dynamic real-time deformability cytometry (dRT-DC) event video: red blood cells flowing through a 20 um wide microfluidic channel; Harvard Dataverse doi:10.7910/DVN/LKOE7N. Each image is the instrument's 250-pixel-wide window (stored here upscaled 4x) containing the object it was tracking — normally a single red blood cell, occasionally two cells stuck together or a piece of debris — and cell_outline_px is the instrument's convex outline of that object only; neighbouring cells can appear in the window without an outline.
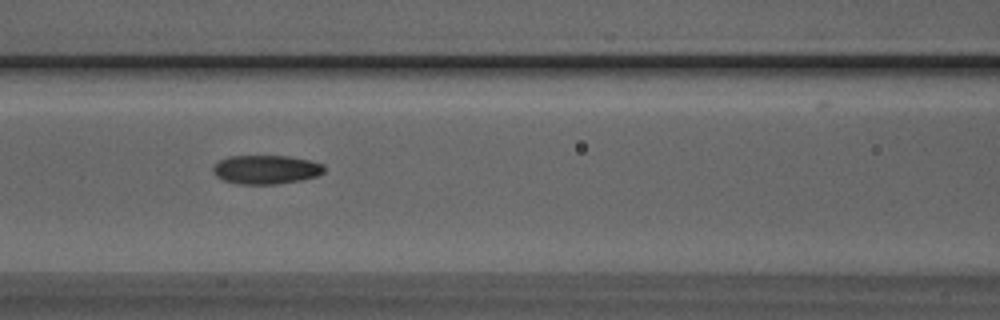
{"species": "Egyptian fruit bat (a non-hibernating species)", "species_latin": "Rousettus aegyptiacus", "temperature_condition": "room temperature", "stored_images_in_passage": 32, "camera_frame_rate_fps": 3000, "um_per_image_px": 0.085, "animal": {"sex": "male"}, "frame": {"image": 1, "passage_image": 7, "time_ms": 2.0, "image_size_px": [1000, 320], "cell_outline_px": [[324, 172], [316, 176], [300, 180], [276, 184], [236, 184], [224, 180], [216, 176], [212, 172], [212, 164], [228, 156], [288, 156], [308, 160], [324, 164]], "centroid_in_image_um": [22.56, 14.41], "position_along_channel_um": 144.0, "area_um2": 18.79}}
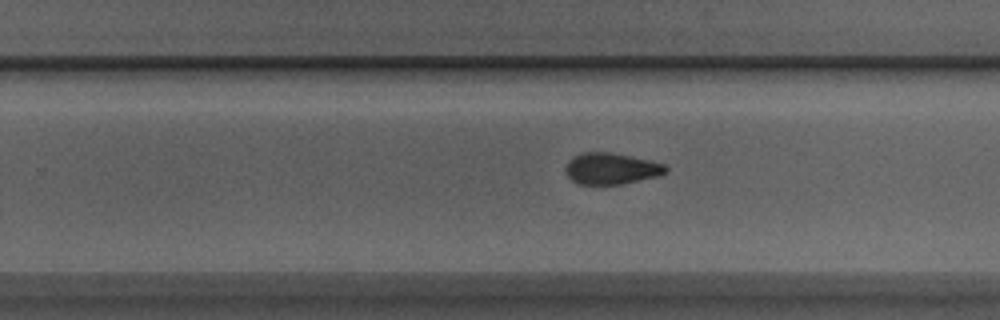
{"frame": {"image": 2, "passage_image": 17, "time_ms": 5.333, "image_size_px": [1000, 320], "cell_outline_px": [[668, 172], [660, 176], [624, 184], [576, 184], [564, 172], [564, 168], [568, 160], [572, 156], [584, 152], [612, 152], [648, 160], [664, 164], [668, 168]], "centroid_in_image_um": [51.94, 14.33], "position_along_channel_um": 277.9, "area_um2": 18.61}}
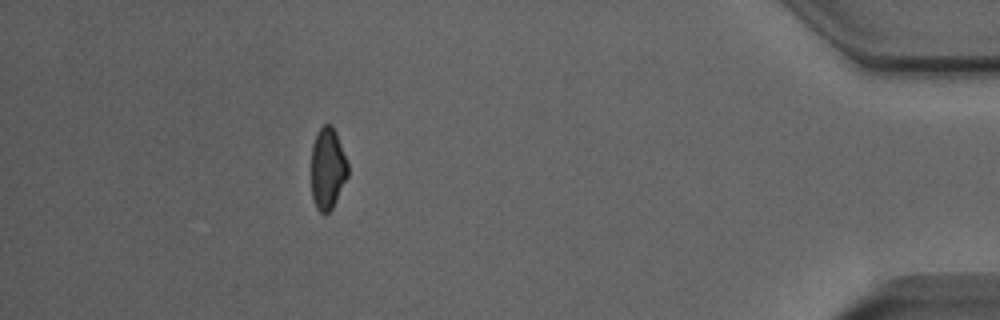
{"frame": {"image": 3, "passage_image": 31, "time_ms": 10.0, "image_size_px": [1000, 320], "cell_outline_px": [[348, 176], [332, 208], [324, 216], [316, 208], [312, 200], [312, 144], [320, 128], [324, 124], [332, 124], [336, 132], [348, 164]], "centroid_in_image_um": [27.85, 14.35], "position_along_channel_um": 407.4, "area_um2": 17.4}}